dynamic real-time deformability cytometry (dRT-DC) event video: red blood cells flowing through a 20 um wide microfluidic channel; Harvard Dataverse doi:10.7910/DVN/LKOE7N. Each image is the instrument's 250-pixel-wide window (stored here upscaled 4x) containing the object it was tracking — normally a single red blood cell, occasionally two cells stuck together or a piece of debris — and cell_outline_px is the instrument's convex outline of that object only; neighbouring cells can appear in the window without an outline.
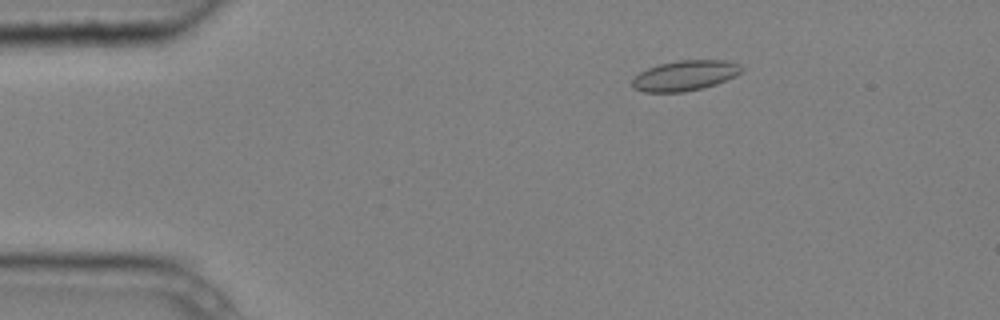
{"species": "common noctule bat (a hibernating species)", "species_latin": "Nyctalus noctula", "temperature_condition": "cold", "stored_images_in_passage": 5, "camera_frame_rate_fps": 3000, "um_per_image_px": 0.085, "animal": {"sex": "male", "body_mass_g": 20.4}, "frame": {"image": 1, "passage_image": 3, "time_ms": 0.667, "image_size_px": [1000, 320], "cell_outline_px": [[744, 68], [736, 76], [716, 84], [684, 92], [644, 92], [632, 88], [632, 80], [640, 72], [648, 68], [660, 64], [680, 60], [728, 60], [740, 64]], "centroid_in_image_um": [58.24, 6.42], "position_along_channel_um": 26.8, "area_um2": 19.25}}
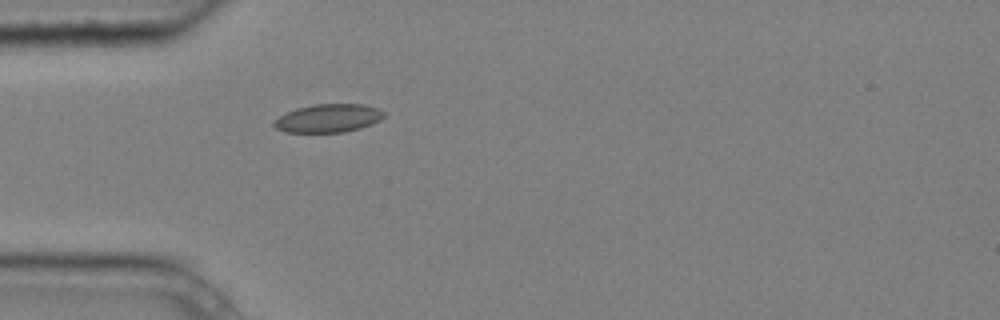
{"frame": {"image": 2, "passage_image": 5, "time_ms": 1.333, "image_size_px": [1000, 320], "cell_outline_px": [[384, 116], [380, 120], [372, 124], [360, 128], [344, 132], [284, 132], [276, 128], [272, 124], [280, 116], [296, 108], [312, 104], [364, 104], [376, 108], [384, 112]], "centroid_in_image_um": [27.91, 10.05], "position_along_channel_um": 57.1, "area_um2": 18.03}}